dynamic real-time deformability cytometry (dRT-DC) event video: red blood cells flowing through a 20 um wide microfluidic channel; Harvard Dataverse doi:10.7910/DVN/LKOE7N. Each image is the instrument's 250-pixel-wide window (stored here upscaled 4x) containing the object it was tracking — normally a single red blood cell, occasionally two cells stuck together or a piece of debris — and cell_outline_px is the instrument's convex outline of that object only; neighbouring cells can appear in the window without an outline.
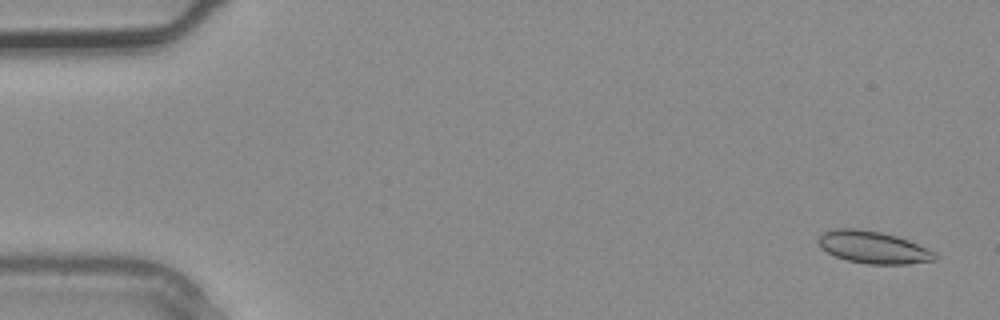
{"species": "common noctule bat (a hibernating species)", "species_latin": "Nyctalus noctula", "temperature_condition": "warm", "stored_images_in_passage": 3, "camera_frame_rate_fps": 3000, "um_per_image_px": 0.085, "animal": {"sex": "male", "body_mass_g": 20.4}, "frame": {"image": 1, "passage_image": 1, "time_ms": 0.0, "image_size_px": [1000, 320], "cell_outline_px": [[936, 260], [908, 264], [868, 264], [848, 260], [836, 256], [828, 252], [816, 240], [824, 232], [836, 228], [860, 228], [880, 232], [896, 236], [908, 240], [936, 252]], "centroid_in_image_um": [74.24, 21.01], "position_along_channel_um": 10.8, "area_um2": 21.73}}
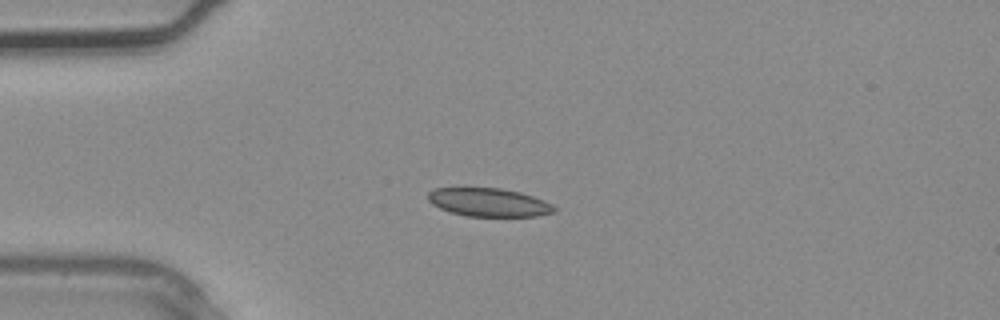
{"frame": {"image": 2, "passage_image": 3, "time_ms": 0.667, "image_size_px": [1000, 320], "cell_outline_px": [[556, 212], [536, 216], [468, 216], [452, 212], [440, 208], [432, 204], [428, 200], [428, 192], [436, 188], [464, 184], [500, 188], [520, 192], [544, 200], [552, 204], [556, 208]], "centroid_in_image_um": [41.49, 17.14], "position_along_channel_um": 43.5, "area_um2": 21.68}}